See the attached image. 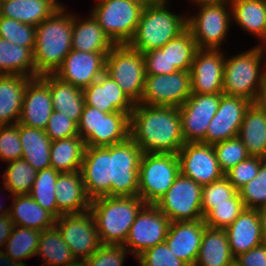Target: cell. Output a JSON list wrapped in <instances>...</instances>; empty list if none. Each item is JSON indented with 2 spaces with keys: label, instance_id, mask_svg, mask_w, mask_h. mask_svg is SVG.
Wrapping results in <instances>:
<instances>
[{
  "label": "cell",
  "instance_id": "d6a6232c",
  "mask_svg": "<svg viewBox=\"0 0 266 266\" xmlns=\"http://www.w3.org/2000/svg\"><path fill=\"white\" fill-rule=\"evenodd\" d=\"M234 262L226 231L206 226L194 266H230Z\"/></svg>",
  "mask_w": 266,
  "mask_h": 266
},
{
  "label": "cell",
  "instance_id": "ee69618b",
  "mask_svg": "<svg viewBox=\"0 0 266 266\" xmlns=\"http://www.w3.org/2000/svg\"><path fill=\"white\" fill-rule=\"evenodd\" d=\"M238 191L224 175L221 179L202 186V213L205 218L212 210L213 204L230 203Z\"/></svg>",
  "mask_w": 266,
  "mask_h": 266
},
{
  "label": "cell",
  "instance_id": "8992f818",
  "mask_svg": "<svg viewBox=\"0 0 266 266\" xmlns=\"http://www.w3.org/2000/svg\"><path fill=\"white\" fill-rule=\"evenodd\" d=\"M78 133L86 147L118 144L130 137V116L123 112H101L85 104L78 123Z\"/></svg>",
  "mask_w": 266,
  "mask_h": 266
},
{
  "label": "cell",
  "instance_id": "ab89813d",
  "mask_svg": "<svg viewBox=\"0 0 266 266\" xmlns=\"http://www.w3.org/2000/svg\"><path fill=\"white\" fill-rule=\"evenodd\" d=\"M160 49L166 51L168 70L171 74L176 71H190L198 47L192 33L186 29Z\"/></svg>",
  "mask_w": 266,
  "mask_h": 266
},
{
  "label": "cell",
  "instance_id": "7402d4cb",
  "mask_svg": "<svg viewBox=\"0 0 266 266\" xmlns=\"http://www.w3.org/2000/svg\"><path fill=\"white\" fill-rule=\"evenodd\" d=\"M83 95L86 105L106 113L123 112L130 116L135 105L106 72L83 89Z\"/></svg>",
  "mask_w": 266,
  "mask_h": 266
},
{
  "label": "cell",
  "instance_id": "83f0119b",
  "mask_svg": "<svg viewBox=\"0 0 266 266\" xmlns=\"http://www.w3.org/2000/svg\"><path fill=\"white\" fill-rule=\"evenodd\" d=\"M31 79L20 74L0 75V126L18 123L25 87Z\"/></svg>",
  "mask_w": 266,
  "mask_h": 266
},
{
  "label": "cell",
  "instance_id": "f546056e",
  "mask_svg": "<svg viewBox=\"0 0 266 266\" xmlns=\"http://www.w3.org/2000/svg\"><path fill=\"white\" fill-rule=\"evenodd\" d=\"M40 233V230L14 225L4 245L0 266H28L21 260L37 254Z\"/></svg>",
  "mask_w": 266,
  "mask_h": 266
},
{
  "label": "cell",
  "instance_id": "003e7915",
  "mask_svg": "<svg viewBox=\"0 0 266 266\" xmlns=\"http://www.w3.org/2000/svg\"><path fill=\"white\" fill-rule=\"evenodd\" d=\"M262 46L266 50V41H265V43Z\"/></svg>",
  "mask_w": 266,
  "mask_h": 266
},
{
  "label": "cell",
  "instance_id": "52a82bcc",
  "mask_svg": "<svg viewBox=\"0 0 266 266\" xmlns=\"http://www.w3.org/2000/svg\"><path fill=\"white\" fill-rule=\"evenodd\" d=\"M144 6L135 0H97L89 12L115 45L133 38Z\"/></svg>",
  "mask_w": 266,
  "mask_h": 266
},
{
  "label": "cell",
  "instance_id": "7dc6e473",
  "mask_svg": "<svg viewBox=\"0 0 266 266\" xmlns=\"http://www.w3.org/2000/svg\"><path fill=\"white\" fill-rule=\"evenodd\" d=\"M238 192L245 208L258 210L266 206V160L260 165L257 177Z\"/></svg>",
  "mask_w": 266,
  "mask_h": 266
},
{
  "label": "cell",
  "instance_id": "d590c367",
  "mask_svg": "<svg viewBox=\"0 0 266 266\" xmlns=\"http://www.w3.org/2000/svg\"><path fill=\"white\" fill-rule=\"evenodd\" d=\"M36 256L44 266H80L56 225L41 231Z\"/></svg>",
  "mask_w": 266,
  "mask_h": 266
},
{
  "label": "cell",
  "instance_id": "680465c9",
  "mask_svg": "<svg viewBox=\"0 0 266 266\" xmlns=\"http://www.w3.org/2000/svg\"><path fill=\"white\" fill-rule=\"evenodd\" d=\"M261 220L262 234L266 241V206L257 210Z\"/></svg>",
  "mask_w": 266,
  "mask_h": 266
},
{
  "label": "cell",
  "instance_id": "60d3db41",
  "mask_svg": "<svg viewBox=\"0 0 266 266\" xmlns=\"http://www.w3.org/2000/svg\"><path fill=\"white\" fill-rule=\"evenodd\" d=\"M8 165V166H7ZM2 175L3 187L12 198L14 195L29 194L37 176V171L24 159L8 162Z\"/></svg>",
  "mask_w": 266,
  "mask_h": 266
},
{
  "label": "cell",
  "instance_id": "4dcf8cb0",
  "mask_svg": "<svg viewBox=\"0 0 266 266\" xmlns=\"http://www.w3.org/2000/svg\"><path fill=\"white\" fill-rule=\"evenodd\" d=\"M232 21L239 28L266 41V0H230Z\"/></svg>",
  "mask_w": 266,
  "mask_h": 266
},
{
  "label": "cell",
  "instance_id": "8d00e7d4",
  "mask_svg": "<svg viewBox=\"0 0 266 266\" xmlns=\"http://www.w3.org/2000/svg\"><path fill=\"white\" fill-rule=\"evenodd\" d=\"M86 149L79 136L54 140L50 146V165L60 173L80 171Z\"/></svg>",
  "mask_w": 266,
  "mask_h": 266
},
{
  "label": "cell",
  "instance_id": "6f0895ef",
  "mask_svg": "<svg viewBox=\"0 0 266 266\" xmlns=\"http://www.w3.org/2000/svg\"><path fill=\"white\" fill-rule=\"evenodd\" d=\"M252 104L266 114V79L264 80L262 87L257 92V96Z\"/></svg>",
  "mask_w": 266,
  "mask_h": 266
},
{
  "label": "cell",
  "instance_id": "03108f58",
  "mask_svg": "<svg viewBox=\"0 0 266 266\" xmlns=\"http://www.w3.org/2000/svg\"><path fill=\"white\" fill-rule=\"evenodd\" d=\"M1 7H2V2L0 0V16H1Z\"/></svg>",
  "mask_w": 266,
  "mask_h": 266
},
{
  "label": "cell",
  "instance_id": "9c48e42d",
  "mask_svg": "<svg viewBox=\"0 0 266 266\" xmlns=\"http://www.w3.org/2000/svg\"><path fill=\"white\" fill-rule=\"evenodd\" d=\"M197 7L198 13L189 15L188 11L186 15L187 29L192 33L198 49H222L233 23L230 2Z\"/></svg>",
  "mask_w": 266,
  "mask_h": 266
},
{
  "label": "cell",
  "instance_id": "bcb514c9",
  "mask_svg": "<svg viewBox=\"0 0 266 266\" xmlns=\"http://www.w3.org/2000/svg\"><path fill=\"white\" fill-rule=\"evenodd\" d=\"M213 148L220 169L224 174L250 156L245 145L238 136L216 143L213 145Z\"/></svg>",
  "mask_w": 266,
  "mask_h": 266
},
{
  "label": "cell",
  "instance_id": "ac0fdd59",
  "mask_svg": "<svg viewBox=\"0 0 266 266\" xmlns=\"http://www.w3.org/2000/svg\"><path fill=\"white\" fill-rule=\"evenodd\" d=\"M224 49H198L190 69L191 93H223Z\"/></svg>",
  "mask_w": 266,
  "mask_h": 266
},
{
  "label": "cell",
  "instance_id": "f6af8a7d",
  "mask_svg": "<svg viewBox=\"0 0 266 266\" xmlns=\"http://www.w3.org/2000/svg\"><path fill=\"white\" fill-rule=\"evenodd\" d=\"M245 209L237 192L230 203L213 204V210L204 218L205 225L210 228L226 229Z\"/></svg>",
  "mask_w": 266,
  "mask_h": 266
},
{
  "label": "cell",
  "instance_id": "ffe728a7",
  "mask_svg": "<svg viewBox=\"0 0 266 266\" xmlns=\"http://www.w3.org/2000/svg\"><path fill=\"white\" fill-rule=\"evenodd\" d=\"M251 101L238 96L221 95L218 110L209 123L205 144L214 145L238 136Z\"/></svg>",
  "mask_w": 266,
  "mask_h": 266
},
{
  "label": "cell",
  "instance_id": "cb8c5ba5",
  "mask_svg": "<svg viewBox=\"0 0 266 266\" xmlns=\"http://www.w3.org/2000/svg\"><path fill=\"white\" fill-rule=\"evenodd\" d=\"M206 225L204 219L171 222L165 243L188 266H194Z\"/></svg>",
  "mask_w": 266,
  "mask_h": 266
},
{
  "label": "cell",
  "instance_id": "8fae6325",
  "mask_svg": "<svg viewBox=\"0 0 266 266\" xmlns=\"http://www.w3.org/2000/svg\"><path fill=\"white\" fill-rule=\"evenodd\" d=\"M141 148L129 137L110 146L111 196H137Z\"/></svg>",
  "mask_w": 266,
  "mask_h": 266
},
{
  "label": "cell",
  "instance_id": "4316f807",
  "mask_svg": "<svg viewBox=\"0 0 266 266\" xmlns=\"http://www.w3.org/2000/svg\"><path fill=\"white\" fill-rule=\"evenodd\" d=\"M88 15L83 19L80 15L73 14L72 49L83 52H102L106 56L115 44L93 15L90 12Z\"/></svg>",
  "mask_w": 266,
  "mask_h": 266
},
{
  "label": "cell",
  "instance_id": "11a10c76",
  "mask_svg": "<svg viewBox=\"0 0 266 266\" xmlns=\"http://www.w3.org/2000/svg\"><path fill=\"white\" fill-rule=\"evenodd\" d=\"M239 266H266V241L235 258Z\"/></svg>",
  "mask_w": 266,
  "mask_h": 266
},
{
  "label": "cell",
  "instance_id": "91938a15",
  "mask_svg": "<svg viewBox=\"0 0 266 266\" xmlns=\"http://www.w3.org/2000/svg\"><path fill=\"white\" fill-rule=\"evenodd\" d=\"M193 4L192 5H202V4H218L224 2H230V0H190Z\"/></svg>",
  "mask_w": 266,
  "mask_h": 266
},
{
  "label": "cell",
  "instance_id": "e0dca14e",
  "mask_svg": "<svg viewBox=\"0 0 266 266\" xmlns=\"http://www.w3.org/2000/svg\"><path fill=\"white\" fill-rule=\"evenodd\" d=\"M180 174L200 185L210 184L221 179V171L213 145L185 143L177 153Z\"/></svg>",
  "mask_w": 266,
  "mask_h": 266
},
{
  "label": "cell",
  "instance_id": "b9f144b4",
  "mask_svg": "<svg viewBox=\"0 0 266 266\" xmlns=\"http://www.w3.org/2000/svg\"><path fill=\"white\" fill-rule=\"evenodd\" d=\"M59 173L52 167L38 171L29 193L43 209L49 211L56 219L62 215L57 209L55 198V184Z\"/></svg>",
  "mask_w": 266,
  "mask_h": 266
},
{
  "label": "cell",
  "instance_id": "603a6c76",
  "mask_svg": "<svg viewBox=\"0 0 266 266\" xmlns=\"http://www.w3.org/2000/svg\"><path fill=\"white\" fill-rule=\"evenodd\" d=\"M53 112L49 85L39 76L25 87L22 110L18 123L44 130Z\"/></svg>",
  "mask_w": 266,
  "mask_h": 266
},
{
  "label": "cell",
  "instance_id": "d4e9b609",
  "mask_svg": "<svg viewBox=\"0 0 266 266\" xmlns=\"http://www.w3.org/2000/svg\"><path fill=\"white\" fill-rule=\"evenodd\" d=\"M225 231L234 258L265 242L255 209L245 208Z\"/></svg>",
  "mask_w": 266,
  "mask_h": 266
},
{
  "label": "cell",
  "instance_id": "be15d7a7",
  "mask_svg": "<svg viewBox=\"0 0 266 266\" xmlns=\"http://www.w3.org/2000/svg\"><path fill=\"white\" fill-rule=\"evenodd\" d=\"M56 9H67L63 3H60L59 0H48Z\"/></svg>",
  "mask_w": 266,
  "mask_h": 266
},
{
  "label": "cell",
  "instance_id": "836d02e7",
  "mask_svg": "<svg viewBox=\"0 0 266 266\" xmlns=\"http://www.w3.org/2000/svg\"><path fill=\"white\" fill-rule=\"evenodd\" d=\"M19 136L22 145V159L37 172L51 167L50 146L52 141L41 129L19 124Z\"/></svg>",
  "mask_w": 266,
  "mask_h": 266
},
{
  "label": "cell",
  "instance_id": "f5cc1de1",
  "mask_svg": "<svg viewBox=\"0 0 266 266\" xmlns=\"http://www.w3.org/2000/svg\"><path fill=\"white\" fill-rule=\"evenodd\" d=\"M44 131L51 141L79 135L78 124L56 110H53Z\"/></svg>",
  "mask_w": 266,
  "mask_h": 266
},
{
  "label": "cell",
  "instance_id": "94428289",
  "mask_svg": "<svg viewBox=\"0 0 266 266\" xmlns=\"http://www.w3.org/2000/svg\"><path fill=\"white\" fill-rule=\"evenodd\" d=\"M135 1L141 3L143 6L157 5L165 2V0H135Z\"/></svg>",
  "mask_w": 266,
  "mask_h": 266
},
{
  "label": "cell",
  "instance_id": "5b68a950",
  "mask_svg": "<svg viewBox=\"0 0 266 266\" xmlns=\"http://www.w3.org/2000/svg\"><path fill=\"white\" fill-rule=\"evenodd\" d=\"M265 53L258 43L234 56L225 55L223 94L243 97L253 103L266 79V62L262 66Z\"/></svg>",
  "mask_w": 266,
  "mask_h": 266
},
{
  "label": "cell",
  "instance_id": "f907efd6",
  "mask_svg": "<svg viewBox=\"0 0 266 266\" xmlns=\"http://www.w3.org/2000/svg\"><path fill=\"white\" fill-rule=\"evenodd\" d=\"M265 158L258 156H249L246 160L241 161L225 176L232 183L233 187L239 191L244 185L257 177L260 165L265 161Z\"/></svg>",
  "mask_w": 266,
  "mask_h": 266
},
{
  "label": "cell",
  "instance_id": "f1b7e54d",
  "mask_svg": "<svg viewBox=\"0 0 266 266\" xmlns=\"http://www.w3.org/2000/svg\"><path fill=\"white\" fill-rule=\"evenodd\" d=\"M40 77L49 85L53 110L63 113L78 124L85 106L83 90L62 81L54 74Z\"/></svg>",
  "mask_w": 266,
  "mask_h": 266
},
{
  "label": "cell",
  "instance_id": "a7ac6f4b",
  "mask_svg": "<svg viewBox=\"0 0 266 266\" xmlns=\"http://www.w3.org/2000/svg\"><path fill=\"white\" fill-rule=\"evenodd\" d=\"M7 1H11V0H1V2H7Z\"/></svg>",
  "mask_w": 266,
  "mask_h": 266
},
{
  "label": "cell",
  "instance_id": "db71d44e",
  "mask_svg": "<svg viewBox=\"0 0 266 266\" xmlns=\"http://www.w3.org/2000/svg\"><path fill=\"white\" fill-rule=\"evenodd\" d=\"M145 59L146 76L169 74L166 51L160 48L147 51L143 54Z\"/></svg>",
  "mask_w": 266,
  "mask_h": 266
},
{
  "label": "cell",
  "instance_id": "74e56055",
  "mask_svg": "<svg viewBox=\"0 0 266 266\" xmlns=\"http://www.w3.org/2000/svg\"><path fill=\"white\" fill-rule=\"evenodd\" d=\"M57 10L48 0H11L2 2L1 16L36 27Z\"/></svg>",
  "mask_w": 266,
  "mask_h": 266
},
{
  "label": "cell",
  "instance_id": "e575fe53",
  "mask_svg": "<svg viewBox=\"0 0 266 266\" xmlns=\"http://www.w3.org/2000/svg\"><path fill=\"white\" fill-rule=\"evenodd\" d=\"M238 137L250 156L266 159V114L254 104L245 112Z\"/></svg>",
  "mask_w": 266,
  "mask_h": 266
},
{
  "label": "cell",
  "instance_id": "484cf974",
  "mask_svg": "<svg viewBox=\"0 0 266 266\" xmlns=\"http://www.w3.org/2000/svg\"><path fill=\"white\" fill-rule=\"evenodd\" d=\"M57 209L62 214L81 213L90 210L88 197L80 171L59 173L55 184Z\"/></svg>",
  "mask_w": 266,
  "mask_h": 266
},
{
  "label": "cell",
  "instance_id": "5bb4252c",
  "mask_svg": "<svg viewBox=\"0 0 266 266\" xmlns=\"http://www.w3.org/2000/svg\"><path fill=\"white\" fill-rule=\"evenodd\" d=\"M55 225L58 227L63 241L69 246L73 256L80 264L102 245L90 210L62 214L56 219Z\"/></svg>",
  "mask_w": 266,
  "mask_h": 266
},
{
  "label": "cell",
  "instance_id": "d6986e66",
  "mask_svg": "<svg viewBox=\"0 0 266 266\" xmlns=\"http://www.w3.org/2000/svg\"><path fill=\"white\" fill-rule=\"evenodd\" d=\"M106 56L102 52L71 49L54 75L79 89H85L105 72Z\"/></svg>",
  "mask_w": 266,
  "mask_h": 266
},
{
  "label": "cell",
  "instance_id": "e7e4bbea",
  "mask_svg": "<svg viewBox=\"0 0 266 266\" xmlns=\"http://www.w3.org/2000/svg\"><path fill=\"white\" fill-rule=\"evenodd\" d=\"M230 266H239L236 262H234L233 264H231Z\"/></svg>",
  "mask_w": 266,
  "mask_h": 266
},
{
  "label": "cell",
  "instance_id": "6125c7cd",
  "mask_svg": "<svg viewBox=\"0 0 266 266\" xmlns=\"http://www.w3.org/2000/svg\"><path fill=\"white\" fill-rule=\"evenodd\" d=\"M3 205L0 204V217L4 216V215H10L11 205H8L9 207H7V208L5 206L3 207Z\"/></svg>",
  "mask_w": 266,
  "mask_h": 266
},
{
  "label": "cell",
  "instance_id": "277c9868",
  "mask_svg": "<svg viewBox=\"0 0 266 266\" xmlns=\"http://www.w3.org/2000/svg\"><path fill=\"white\" fill-rule=\"evenodd\" d=\"M169 4L144 6L136 32L128 43L132 49L144 54L161 48L187 29V15L170 11Z\"/></svg>",
  "mask_w": 266,
  "mask_h": 266
},
{
  "label": "cell",
  "instance_id": "ba28073f",
  "mask_svg": "<svg viewBox=\"0 0 266 266\" xmlns=\"http://www.w3.org/2000/svg\"><path fill=\"white\" fill-rule=\"evenodd\" d=\"M180 174L177 154L143 153L139 165L138 196L155 204Z\"/></svg>",
  "mask_w": 266,
  "mask_h": 266
},
{
  "label": "cell",
  "instance_id": "9a60e30c",
  "mask_svg": "<svg viewBox=\"0 0 266 266\" xmlns=\"http://www.w3.org/2000/svg\"><path fill=\"white\" fill-rule=\"evenodd\" d=\"M190 96V71H176L146 76L139 104L180 107Z\"/></svg>",
  "mask_w": 266,
  "mask_h": 266
},
{
  "label": "cell",
  "instance_id": "6da1fadb",
  "mask_svg": "<svg viewBox=\"0 0 266 266\" xmlns=\"http://www.w3.org/2000/svg\"><path fill=\"white\" fill-rule=\"evenodd\" d=\"M130 138L143 153L177 154L185 144L178 107L135 104Z\"/></svg>",
  "mask_w": 266,
  "mask_h": 266
},
{
  "label": "cell",
  "instance_id": "1f68e13d",
  "mask_svg": "<svg viewBox=\"0 0 266 266\" xmlns=\"http://www.w3.org/2000/svg\"><path fill=\"white\" fill-rule=\"evenodd\" d=\"M10 217L14 225L43 231L55 225L56 218L29 194L14 195Z\"/></svg>",
  "mask_w": 266,
  "mask_h": 266
},
{
  "label": "cell",
  "instance_id": "816d5d0a",
  "mask_svg": "<svg viewBox=\"0 0 266 266\" xmlns=\"http://www.w3.org/2000/svg\"><path fill=\"white\" fill-rule=\"evenodd\" d=\"M136 260L140 266H188L171 252L165 242L144 251Z\"/></svg>",
  "mask_w": 266,
  "mask_h": 266
},
{
  "label": "cell",
  "instance_id": "c3c4849f",
  "mask_svg": "<svg viewBox=\"0 0 266 266\" xmlns=\"http://www.w3.org/2000/svg\"><path fill=\"white\" fill-rule=\"evenodd\" d=\"M129 253L123 245L102 244L80 266H124Z\"/></svg>",
  "mask_w": 266,
  "mask_h": 266
},
{
  "label": "cell",
  "instance_id": "3957f363",
  "mask_svg": "<svg viewBox=\"0 0 266 266\" xmlns=\"http://www.w3.org/2000/svg\"><path fill=\"white\" fill-rule=\"evenodd\" d=\"M146 203L137 196H102L91 200L101 244L123 245L137 214Z\"/></svg>",
  "mask_w": 266,
  "mask_h": 266
},
{
  "label": "cell",
  "instance_id": "30bf717a",
  "mask_svg": "<svg viewBox=\"0 0 266 266\" xmlns=\"http://www.w3.org/2000/svg\"><path fill=\"white\" fill-rule=\"evenodd\" d=\"M105 72L135 104L139 103L146 78L145 59L142 53L132 49L128 44L115 45L106 55Z\"/></svg>",
  "mask_w": 266,
  "mask_h": 266
},
{
  "label": "cell",
  "instance_id": "2e32d148",
  "mask_svg": "<svg viewBox=\"0 0 266 266\" xmlns=\"http://www.w3.org/2000/svg\"><path fill=\"white\" fill-rule=\"evenodd\" d=\"M222 94L191 93L184 104L178 107L185 143L205 144L209 123L218 110Z\"/></svg>",
  "mask_w": 266,
  "mask_h": 266
},
{
  "label": "cell",
  "instance_id": "f35d334b",
  "mask_svg": "<svg viewBox=\"0 0 266 266\" xmlns=\"http://www.w3.org/2000/svg\"><path fill=\"white\" fill-rule=\"evenodd\" d=\"M20 74L36 78L33 52L26 47L0 38V75Z\"/></svg>",
  "mask_w": 266,
  "mask_h": 266
},
{
  "label": "cell",
  "instance_id": "7c38bea8",
  "mask_svg": "<svg viewBox=\"0 0 266 266\" xmlns=\"http://www.w3.org/2000/svg\"><path fill=\"white\" fill-rule=\"evenodd\" d=\"M202 185L181 174L167 192L155 203L171 222L204 219Z\"/></svg>",
  "mask_w": 266,
  "mask_h": 266
},
{
  "label": "cell",
  "instance_id": "44dd1931",
  "mask_svg": "<svg viewBox=\"0 0 266 266\" xmlns=\"http://www.w3.org/2000/svg\"><path fill=\"white\" fill-rule=\"evenodd\" d=\"M80 172L91 200L111 196L110 146L86 147Z\"/></svg>",
  "mask_w": 266,
  "mask_h": 266
},
{
  "label": "cell",
  "instance_id": "7bdbcfd3",
  "mask_svg": "<svg viewBox=\"0 0 266 266\" xmlns=\"http://www.w3.org/2000/svg\"><path fill=\"white\" fill-rule=\"evenodd\" d=\"M35 36V26L0 16V38L6 39L13 44H18L21 47L29 48L33 52Z\"/></svg>",
  "mask_w": 266,
  "mask_h": 266
},
{
  "label": "cell",
  "instance_id": "7a4b0ae2",
  "mask_svg": "<svg viewBox=\"0 0 266 266\" xmlns=\"http://www.w3.org/2000/svg\"><path fill=\"white\" fill-rule=\"evenodd\" d=\"M58 9L36 26L33 59L36 78L54 74L72 49L73 13Z\"/></svg>",
  "mask_w": 266,
  "mask_h": 266
},
{
  "label": "cell",
  "instance_id": "4fadbf2b",
  "mask_svg": "<svg viewBox=\"0 0 266 266\" xmlns=\"http://www.w3.org/2000/svg\"><path fill=\"white\" fill-rule=\"evenodd\" d=\"M170 223L155 204H145L130 227L123 246L136 259L144 251L165 241Z\"/></svg>",
  "mask_w": 266,
  "mask_h": 266
},
{
  "label": "cell",
  "instance_id": "681fc988",
  "mask_svg": "<svg viewBox=\"0 0 266 266\" xmlns=\"http://www.w3.org/2000/svg\"><path fill=\"white\" fill-rule=\"evenodd\" d=\"M0 159L4 163L22 159L19 123L0 126Z\"/></svg>",
  "mask_w": 266,
  "mask_h": 266
},
{
  "label": "cell",
  "instance_id": "9f6ffc18",
  "mask_svg": "<svg viewBox=\"0 0 266 266\" xmlns=\"http://www.w3.org/2000/svg\"><path fill=\"white\" fill-rule=\"evenodd\" d=\"M13 227L14 223L10 215H4L0 217V258L4 249L3 247L9 238Z\"/></svg>",
  "mask_w": 266,
  "mask_h": 266
}]
</instances>
